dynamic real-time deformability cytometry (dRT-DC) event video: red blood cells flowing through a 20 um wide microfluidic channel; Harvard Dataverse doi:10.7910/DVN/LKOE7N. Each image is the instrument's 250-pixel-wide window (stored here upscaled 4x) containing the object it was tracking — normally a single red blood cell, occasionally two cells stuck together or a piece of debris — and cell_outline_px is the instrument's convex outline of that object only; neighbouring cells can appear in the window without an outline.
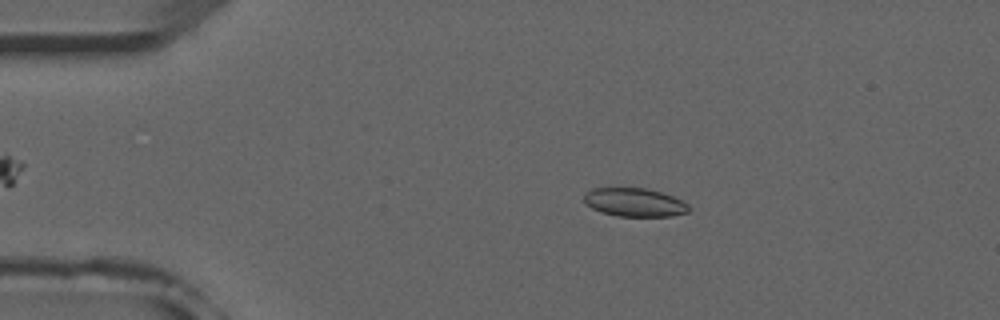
{"species": "common noctule bat (a hibernating species)", "species_latin": "Nyctalus noctula", "temperature_condition": "room temperature", "stored_images_in_passage": 44, "camera_frame_rate_fps": 3000, "um_per_image_px": 0.085, "animal": {"sex": "male", "forearm_length_mm": 52.5}, "frame": {"image": 1, "passage_image": 9, "time_ms": 2.667, "image_size_px": [1000, 320], "cell_outline_px": [[692, 208], [688, 212], [672, 216], [616, 216], [600, 212], [584, 204], [584, 196], [592, 188], [644, 188], [660, 192], [672, 196], [688, 204]], "centroid_in_image_um": [53.93, 17.21], "position_along_channel_um": 31.1, "area_um2": 17.4}}
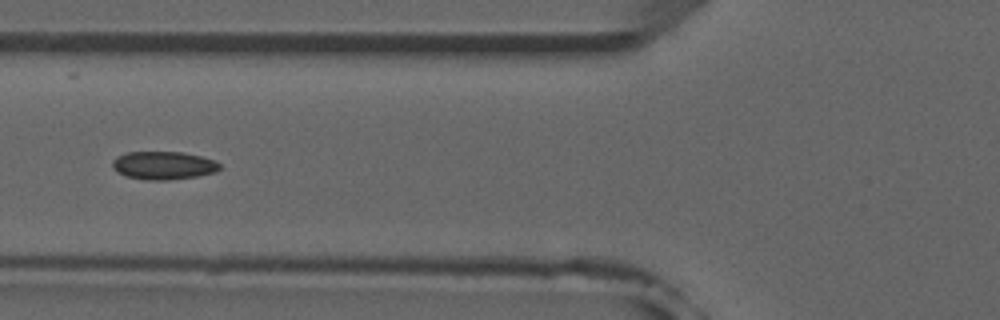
{"frame": {"image": 2, "passage_image": 19, "time_ms": 6.0, "image_size_px": [1000, 320], "cell_outline_px": [[220, 168], [216, 172], [196, 176], [164, 180], [148, 180], [128, 176], [112, 168], [112, 160], [116, 156], [128, 152], [184, 152], [216, 160], [220, 164]], "centroid_in_image_um": [13.91, 14.05], "position_along_channel_um": 111.9, "area_um2": 17.46}}
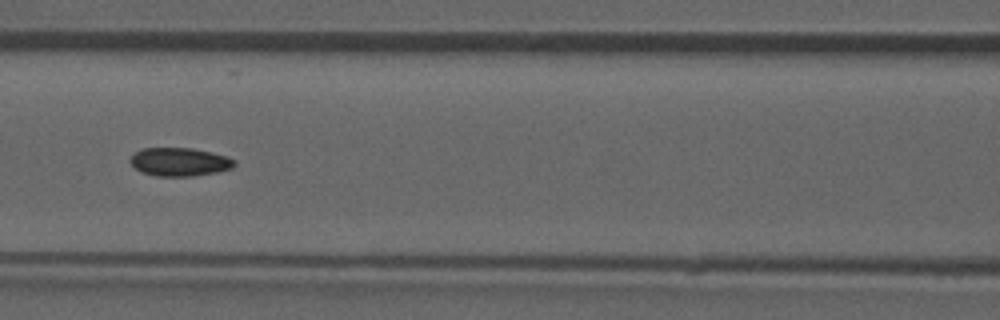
{"frame": {"image": 3, "passage_image": 22, "time_ms": 7.0, "image_size_px": [1000, 320], "cell_outline_px": [[236, 164], [232, 168], [216, 172], [192, 176], [156, 176], [140, 172], [128, 160], [136, 152], [144, 148], [192, 148], [228, 156], [236, 160]], "centroid_in_image_um": [15.28, 13.76], "position_along_channel_um": 151.3, "area_um2": 17.22}, "authors_computed_cell_mechanics": {"area_um2": 17.6579, "velocity_mm_per_s": 3.9254, "shape_relaxation_time_tau1_ms": null, "shape_relaxation_time_tau2_ms": 4.0493, "deformation_change_tau1": null, "deformation_change_tau2": 0.0801}}